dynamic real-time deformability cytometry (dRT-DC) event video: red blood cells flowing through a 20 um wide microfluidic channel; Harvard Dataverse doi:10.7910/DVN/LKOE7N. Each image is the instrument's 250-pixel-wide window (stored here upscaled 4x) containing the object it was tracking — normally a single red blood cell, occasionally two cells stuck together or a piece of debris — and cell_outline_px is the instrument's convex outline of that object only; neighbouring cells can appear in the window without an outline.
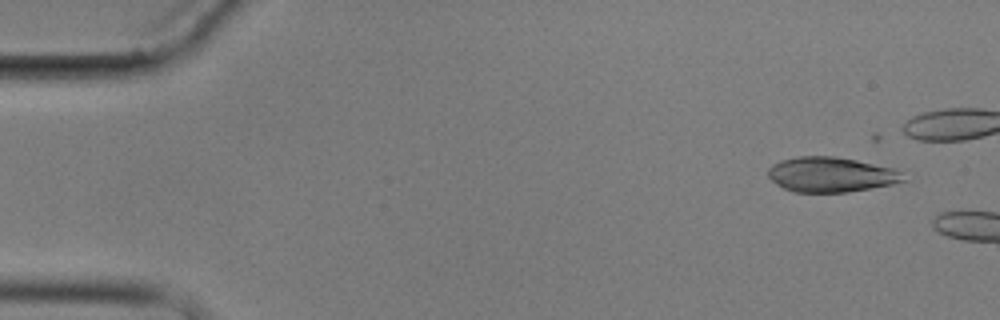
{"species": "common noctule bat (a hibernating species)", "species_latin": "Nyctalus noctula", "temperature_condition": "cold", "stored_images_in_passage": 3, "camera_frame_rate_fps": 3000, "um_per_image_px": 0.085, "animal": {"sex": "male", "body_mass_g": 17.9}, "frame": {"image": 1, "passage_image": 2, "time_ms": 1.0, "image_size_px": [1000, 320], "cell_outline_px": [[912, 180], [892, 184], [848, 192], [796, 192], [784, 188], [776, 184], [768, 176], [768, 168], [772, 164], [780, 160], [800, 156], [836, 156], [856, 160], [892, 168], [900, 172]], "centroid_in_image_um": [70.65, 14.84], "position_along_channel_um": 14.3, "area_um2": 27.69}}